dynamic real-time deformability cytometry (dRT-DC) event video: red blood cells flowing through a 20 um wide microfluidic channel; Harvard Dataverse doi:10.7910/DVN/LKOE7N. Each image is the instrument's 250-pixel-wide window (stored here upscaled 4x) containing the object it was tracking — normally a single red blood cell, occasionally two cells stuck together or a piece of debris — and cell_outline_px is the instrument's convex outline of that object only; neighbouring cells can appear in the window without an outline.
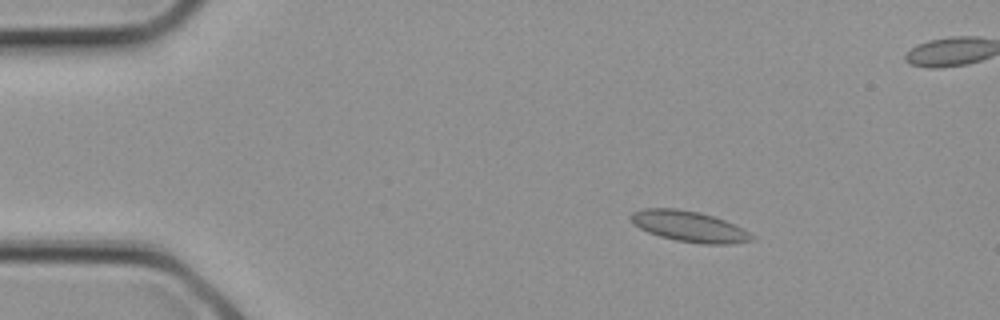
{"species": "common noctule bat (a hibernating species)", "species_latin": "Nyctalus noctula", "temperature_condition": "cold", "stored_images_in_passage": 3, "camera_frame_rate_fps": 3000, "um_per_image_px": 0.085, "animal": {"sex": "female", "body_mass_g": 21.9}, "frame": {"image": 1, "passage_image": 1, "time_ms": 0.0, "image_size_px": [1000, 320], "cell_outline_px": [[756, 240], [728, 244], [700, 244], [676, 240], [660, 236], [648, 232], [632, 224], [628, 216], [632, 212], [644, 208], [676, 208], [700, 212], [724, 220], [756, 236]], "centroid_in_image_um": [58.55, 19.24], "position_along_channel_um": 26.5, "area_um2": 21.73}}